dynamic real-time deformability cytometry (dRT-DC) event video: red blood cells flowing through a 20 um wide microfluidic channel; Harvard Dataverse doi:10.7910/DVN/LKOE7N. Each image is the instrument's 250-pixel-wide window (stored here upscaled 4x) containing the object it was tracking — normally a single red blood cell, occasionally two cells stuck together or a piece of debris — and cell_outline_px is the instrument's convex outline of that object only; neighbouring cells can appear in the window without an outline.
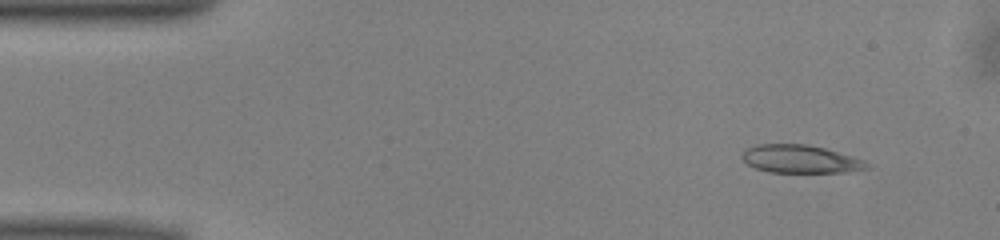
{"species": "common noctule bat (a hibernating species)", "species_latin": "Nyctalus noctula", "temperature_condition": "warm", "stored_images_in_passage": 46, "camera_frame_rate_fps": 3000, "um_per_image_px": 0.085, "animal": {"sex": "male", "body_mass_g": 13.0, "forearm_length_mm": 53.1}, "frame": {"image": 1, "passage_image": 1, "time_ms": 0.0, "image_size_px": [1000, 240], "cell_outline_px": [[872, 168], [848, 172], [768, 172], [756, 168], [748, 164], [740, 156], [748, 148], [756, 144], [808, 144], [824, 148], [852, 156], [864, 160], [872, 164]], "centroid_in_image_um": [68.09, 13.52], "position_along_channel_um": 16.9, "area_um2": 20.46}}
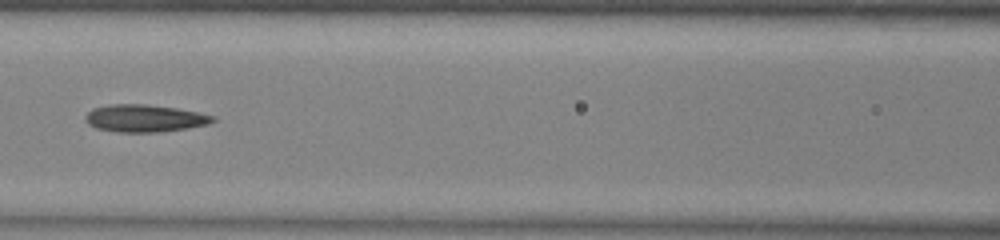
{"frame": {"image": 2, "passage_image": 18, "time_ms": 5.667, "image_size_px": [1000, 240], "cell_outline_px": [[216, 120], [208, 124], [188, 128], [156, 132], [116, 132], [96, 128], [88, 124], [84, 120], [88, 112], [92, 108], [112, 104], [144, 104], [176, 108], [216, 116]], "centroid_in_image_um": [12.28, 10.06], "position_along_channel_um": 154.3, "area_um2": 20.29}}
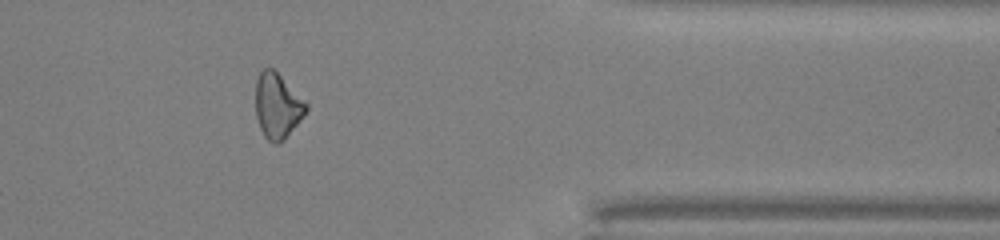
{"frame": {"image": 3, "passage_image": 37, "time_ms": 12.0, "image_size_px": [1000, 240], "cell_outline_px": [[308, 108], [284, 140], [280, 144], [272, 144], [264, 136], [260, 128], [256, 116], [256, 80], [260, 72], [264, 68], [272, 68], [308, 104]], "centroid_in_image_um": [23.55, 9.03], "position_along_channel_um": 387.8, "area_um2": 18.84}}